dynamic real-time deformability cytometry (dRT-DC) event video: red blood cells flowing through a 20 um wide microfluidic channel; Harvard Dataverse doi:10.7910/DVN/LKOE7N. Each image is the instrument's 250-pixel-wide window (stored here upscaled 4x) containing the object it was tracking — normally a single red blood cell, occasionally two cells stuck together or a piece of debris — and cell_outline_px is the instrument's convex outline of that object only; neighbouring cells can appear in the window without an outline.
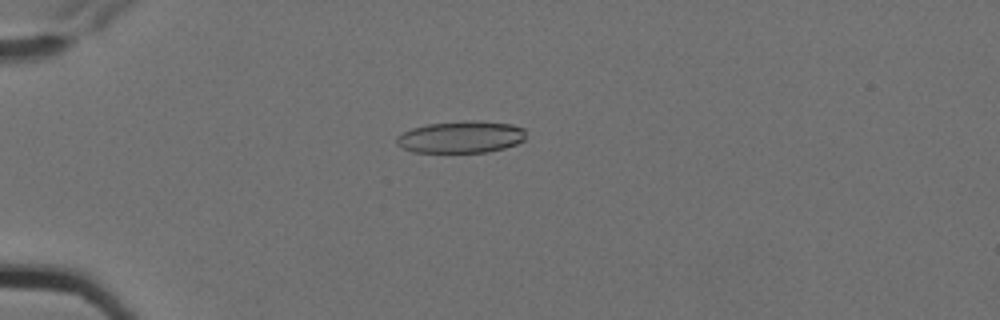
{"species": "Egyptian fruit bat (a non-hibernating species)", "species_latin": "Rousettus aegyptiacus", "temperature_condition": "cold", "stored_images_in_passage": 5, "camera_frame_rate_fps": 3000, "um_per_image_px": 0.085, "animal": {"sex": "female"}, "frame": {"image": 1, "passage_image": 4, "time_ms": 1.0, "image_size_px": [1000, 320], "cell_outline_px": [[524, 140], [516, 144], [504, 148], [488, 152], [412, 152], [396, 144], [396, 136], [412, 128], [428, 124], [464, 120], [480, 120], [512, 124], [524, 128]], "centroid_in_image_um": [39.19, 11.63], "position_along_channel_um": 45.8, "area_um2": 24.22}}